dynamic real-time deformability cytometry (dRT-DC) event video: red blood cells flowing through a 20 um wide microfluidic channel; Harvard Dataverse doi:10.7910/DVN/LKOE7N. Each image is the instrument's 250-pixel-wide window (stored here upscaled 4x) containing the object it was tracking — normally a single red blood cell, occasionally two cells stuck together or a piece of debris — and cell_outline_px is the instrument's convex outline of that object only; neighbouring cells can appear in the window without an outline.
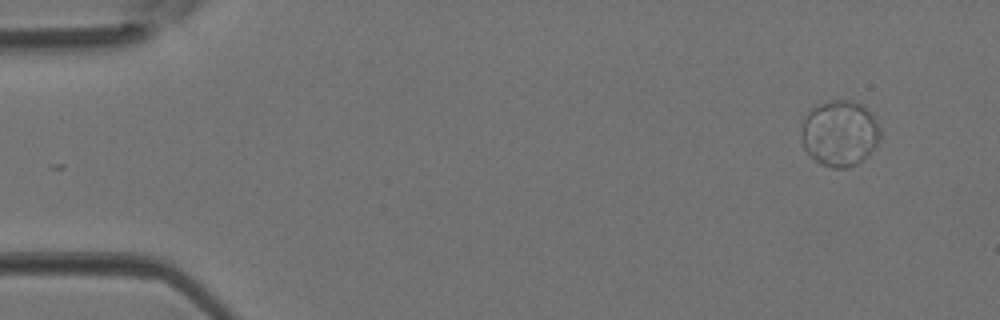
{"species": "Egyptian fruit bat (a non-hibernating species)", "species_latin": "Rousettus aegyptiacus", "temperature_condition": "room temperature", "stored_images_in_passage": 4, "camera_frame_rate_fps": 3000, "um_per_image_px": 0.085, "animal": {"sex": "female"}, "frame": {"image": 1, "passage_image": 1, "time_ms": 0.0, "image_size_px": [1000, 320], "cell_outline_px": [[880, 140], [868, 156], [856, 164], [848, 168], [832, 168], [820, 164], [804, 148], [804, 120], [808, 112], [812, 108], [820, 104], [832, 100], [852, 100], [860, 104], [872, 116], [880, 128]], "centroid_in_image_um": [71.41, 11.35], "position_along_channel_um": 13.6, "area_um2": 29.71}}
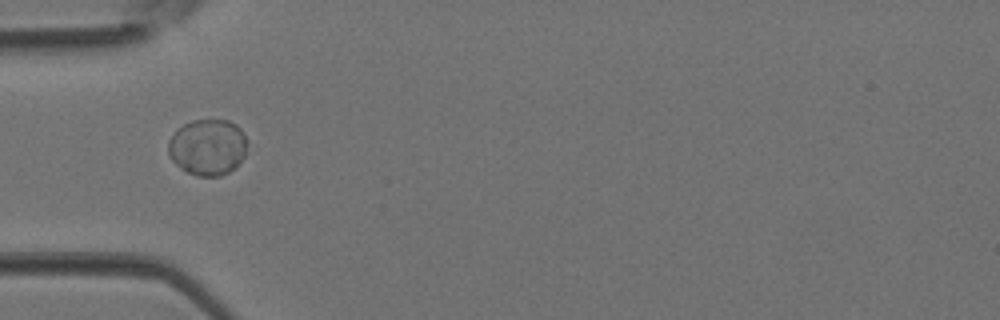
{"frame": {"image": 2, "passage_image": 4, "time_ms": 1.0, "image_size_px": [1000, 320], "cell_outline_px": [[248, 144], [244, 156], [228, 172], [220, 176], [196, 176], [180, 168], [168, 156], [168, 140], [176, 128], [192, 120], [228, 120], [236, 124], [240, 128]], "centroid_in_image_um": [17.62, 12.49], "position_along_channel_um": 67.4, "area_um2": 25.95}}